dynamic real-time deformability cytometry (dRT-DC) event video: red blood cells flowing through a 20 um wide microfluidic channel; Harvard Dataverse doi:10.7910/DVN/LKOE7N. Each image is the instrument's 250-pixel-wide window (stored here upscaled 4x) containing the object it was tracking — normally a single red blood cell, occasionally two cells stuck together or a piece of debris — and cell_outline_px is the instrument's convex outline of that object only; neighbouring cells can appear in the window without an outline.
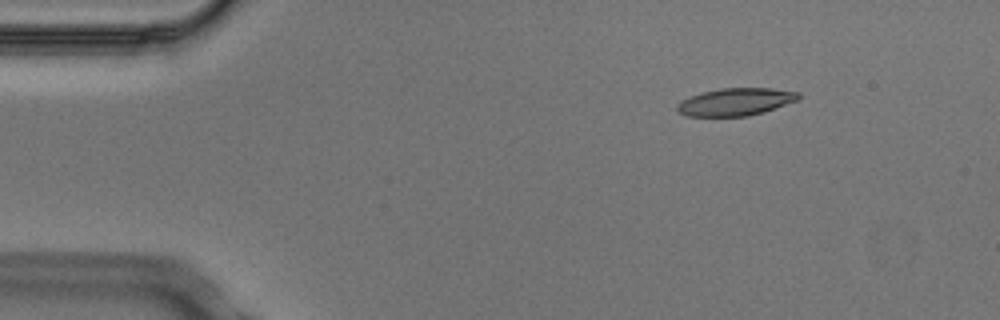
{"species": "Egyptian fruit bat (a non-hibernating species)", "species_latin": "Rousettus aegyptiacus", "temperature_condition": "cold", "stored_images_in_passage": 3, "camera_frame_rate_fps": 3000, "um_per_image_px": 0.085, "animal": {"sex": "male"}, "frame": {"image": 1, "passage_image": 2, "time_ms": 0.333, "image_size_px": [1000, 320], "cell_outline_px": [[800, 100], [764, 112], [748, 116], [688, 116], [680, 112], [676, 108], [676, 104], [680, 100], [688, 96], [700, 92], [720, 88], [772, 88], [800, 92]], "centroid_in_image_um": [62.54, 8.65], "position_along_channel_um": 22.5, "area_um2": 19.77}}
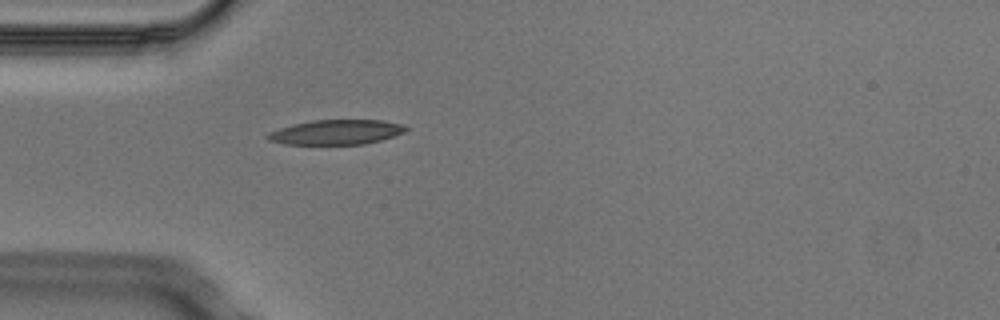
{"frame": {"image": 2, "passage_image": 3, "time_ms": 0.667, "image_size_px": [1000, 320], "cell_outline_px": [[408, 128], [404, 132], [380, 140], [364, 144], [284, 144], [268, 140], [264, 136], [268, 132], [280, 128], [312, 120], [380, 120], [400, 124]], "centroid_in_image_um": [28.53, 11.24], "position_along_channel_um": 56.5, "area_um2": 19.71}}